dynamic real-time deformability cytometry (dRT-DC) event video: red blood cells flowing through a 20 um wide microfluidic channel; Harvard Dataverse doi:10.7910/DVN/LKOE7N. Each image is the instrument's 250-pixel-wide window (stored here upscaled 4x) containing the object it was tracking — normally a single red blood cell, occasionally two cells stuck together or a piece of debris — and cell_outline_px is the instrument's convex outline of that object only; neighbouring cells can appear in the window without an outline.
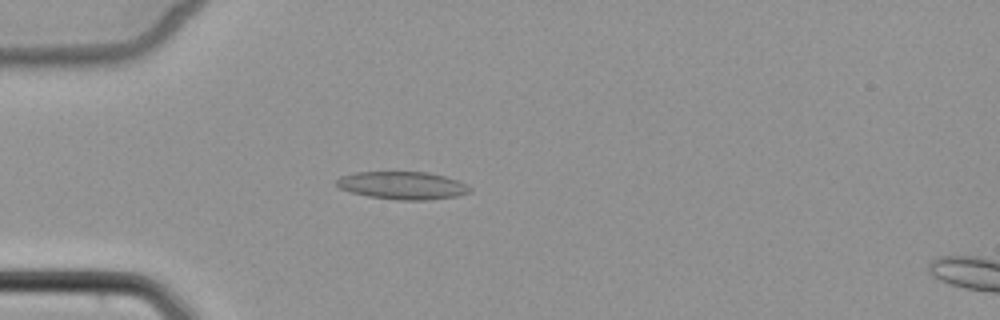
{"species": "common noctule bat (a hibernating species)", "species_latin": "Nyctalus noctula", "temperature_condition": "cold", "stored_images_in_passage": 5, "camera_frame_rate_fps": 3000, "um_per_image_px": 0.085, "animal": {"sex": "female", "body_mass_g": 22.7, "forearm_length_mm": 54.2}, "frame": {"image": 1, "passage_image": 4, "time_ms": 4.333, "image_size_px": [1000, 320], "cell_outline_px": [[472, 192], [460, 196], [424, 200], [400, 200], [368, 196], [352, 192], [340, 188], [336, 184], [336, 180], [340, 176], [356, 172], [428, 172], [460, 180], [468, 184], [472, 188]], "centroid_in_image_um": [34.29, 15.76], "position_along_channel_um": 50.7, "area_um2": 21.73}}